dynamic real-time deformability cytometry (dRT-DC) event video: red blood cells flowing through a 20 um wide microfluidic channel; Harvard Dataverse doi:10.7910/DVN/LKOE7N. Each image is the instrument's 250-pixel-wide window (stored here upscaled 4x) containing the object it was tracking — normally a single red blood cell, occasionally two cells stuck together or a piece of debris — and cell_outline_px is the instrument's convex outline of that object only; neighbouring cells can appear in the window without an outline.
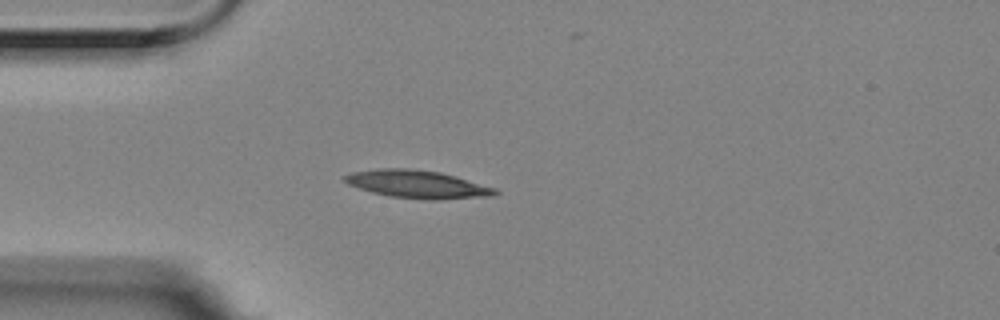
{"species": "Egyptian fruit bat (a non-hibernating species)", "species_latin": "Rousettus aegyptiacus", "temperature_condition": "room temperature", "stored_images_in_passage": 1, "camera_frame_rate_fps": 3000, "um_per_image_px": 0.085, "animal": {"sex": "female"}, "frame": {"image": 1, "passage_image": 1, "time_ms": 0.0, "image_size_px": [1000, 320], "cell_outline_px": [[500, 192], [496, 196], [436, 200], [424, 200], [388, 196], [372, 192], [348, 184], [344, 180], [344, 176], [352, 172], [380, 168], [408, 168], [440, 172], [456, 176], [496, 188]], "centroid_in_image_um": [35.53, 15.67], "position_along_channel_um": 49.5, "area_um2": 24.62}}